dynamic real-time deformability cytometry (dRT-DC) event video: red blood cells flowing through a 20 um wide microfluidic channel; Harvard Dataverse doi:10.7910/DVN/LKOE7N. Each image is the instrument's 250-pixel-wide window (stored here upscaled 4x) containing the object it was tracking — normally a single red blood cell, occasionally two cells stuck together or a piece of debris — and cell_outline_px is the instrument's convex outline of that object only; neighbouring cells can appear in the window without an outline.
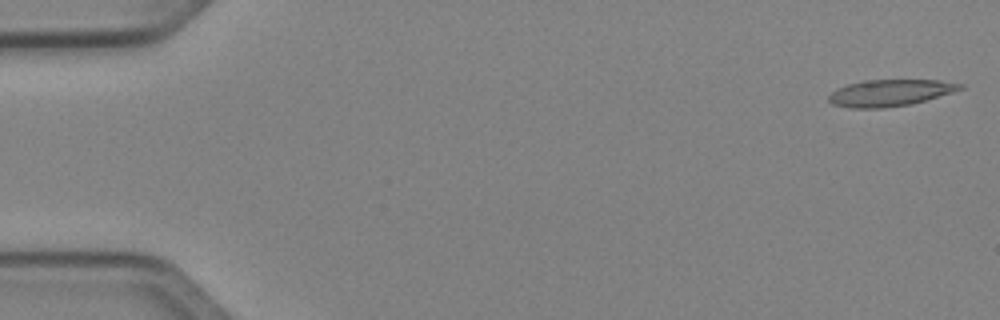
{"species": "Egyptian fruit bat (a non-hibernating species)", "species_latin": "Rousettus aegyptiacus", "temperature_condition": "cold", "stored_images_in_passage": 8, "camera_frame_rate_fps": 3000, "um_per_image_px": 0.085, "animal": {"sex": "female"}, "frame": {"image": 1, "passage_image": 1, "time_ms": 0.0, "image_size_px": [1000, 320], "cell_outline_px": [[964, 88], [952, 92], [912, 104], [884, 108], [848, 108], [832, 104], [828, 100], [828, 96], [836, 88], [848, 84], [864, 80], [940, 80], [964, 84]], "centroid_in_image_um": [75.63, 7.89], "position_along_channel_um": 9.4, "area_um2": 20.46}}